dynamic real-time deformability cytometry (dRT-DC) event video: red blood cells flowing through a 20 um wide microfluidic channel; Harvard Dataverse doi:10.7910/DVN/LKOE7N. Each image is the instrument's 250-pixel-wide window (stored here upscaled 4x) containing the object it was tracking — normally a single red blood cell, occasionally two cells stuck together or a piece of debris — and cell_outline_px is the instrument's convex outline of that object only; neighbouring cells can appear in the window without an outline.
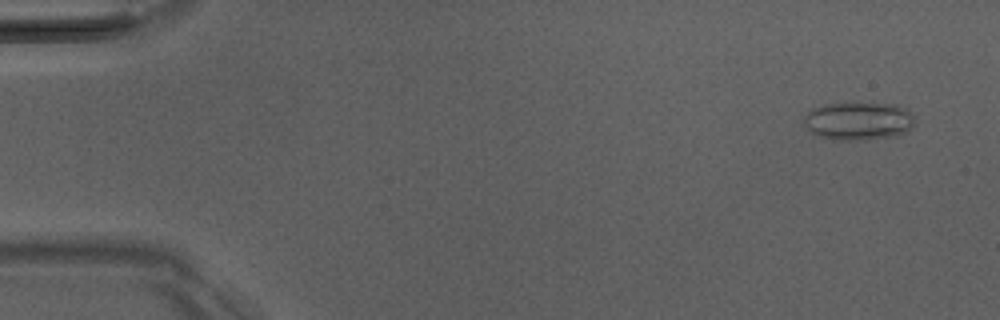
{"species": "Egyptian fruit bat (a non-hibernating species)", "species_latin": "Rousettus aegyptiacus", "temperature_condition": "room temperature", "stored_images_in_passage": 15, "camera_frame_rate_fps": 3000, "um_per_image_px": 0.085, "animal": {"sex": "male"}, "frame": {"image": 1, "passage_image": 3, "time_ms": 0.667, "image_size_px": [1000, 320], "cell_outline_px": [[916, 116], [912, 128], [904, 132], [892, 136], [860, 140], [840, 140], [816, 136], [804, 124], [804, 116], [812, 108], [824, 104], [896, 104], [908, 108]], "centroid_in_image_um": [73.0, 10.28], "position_along_channel_um": 12.0, "area_um2": 24.57}}